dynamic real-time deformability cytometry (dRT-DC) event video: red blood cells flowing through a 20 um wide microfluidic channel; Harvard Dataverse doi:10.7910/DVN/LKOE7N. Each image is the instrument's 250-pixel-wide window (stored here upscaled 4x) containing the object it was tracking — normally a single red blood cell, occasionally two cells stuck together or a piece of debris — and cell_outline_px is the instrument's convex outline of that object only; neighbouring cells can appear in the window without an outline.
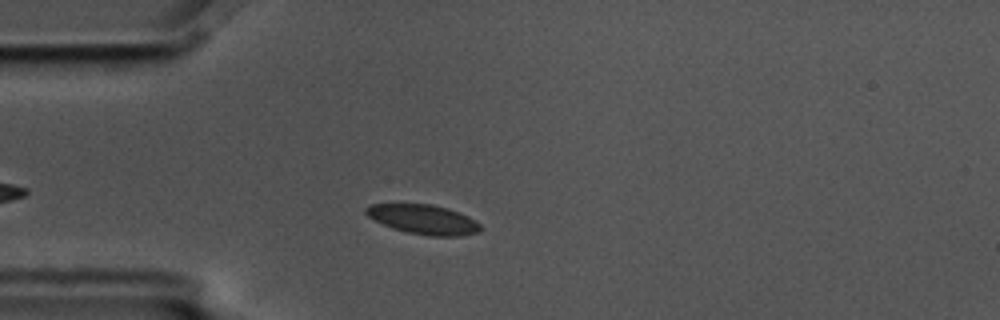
{"species": "common noctule bat (a hibernating species)", "species_latin": "Nyctalus noctula", "temperature_condition": "cold", "stored_images_in_passage": 4, "camera_frame_rate_fps": 3000, "um_per_image_px": 0.085, "animal": {"sex": "male", "body_mass_g": 17.5, "forearm_length_mm": 52.3}, "frame": {"image": 1, "passage_image": 3, "time_ms": 0.667, "image_size_px": [1000, 320], "cell_outline_px": [[484, 228], [480, 232], [460, 236], [428, 236], [408, 232], [392, 228], [368, 216], [364, 212], [364, 208], [372, 204], [432, 204], [448, 208], [460, 212], [476, 220]], "centroid_in_image_um": [36.05, 18.65], "position_along_channel_um": 48.9, "area_um2": 19.83}}